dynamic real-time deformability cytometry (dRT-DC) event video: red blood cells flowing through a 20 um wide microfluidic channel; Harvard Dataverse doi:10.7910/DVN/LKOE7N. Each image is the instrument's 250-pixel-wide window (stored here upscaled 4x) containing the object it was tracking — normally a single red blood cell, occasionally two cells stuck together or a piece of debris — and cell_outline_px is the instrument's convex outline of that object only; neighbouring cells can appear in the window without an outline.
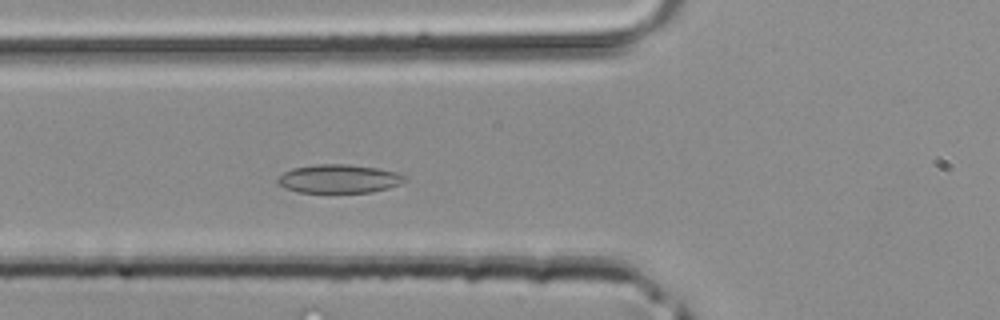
{"species": "common noctule bat (a hibernating species)", "species_latin": "Nyctalus noctula", "temperature_condition": "room temperature", "stored_images_in_passage": 34, "camera_frame_rate_fps": 3000, "um_per_image_px": 0.085, "animal": {"sex": "male", "body_mass_g": 20.4}, "frame": {"image": 1, "passage_image": 7, "time_ms": 2.0, "image_size_px": [1000, 320], "cell_outline_px": [[408, 176], [400, 184], [388, 188], [372, 192], [296, 192], [284, 188], [276, 184], [276, 180], [284, 172], [292, 168], [316, 164], [348, 164], [376, 168], [396, 172]], "centroid_in_image_um": [28.77, 15.19], "position_along_channel_um": 97.0, "area_um2": 21.21}}
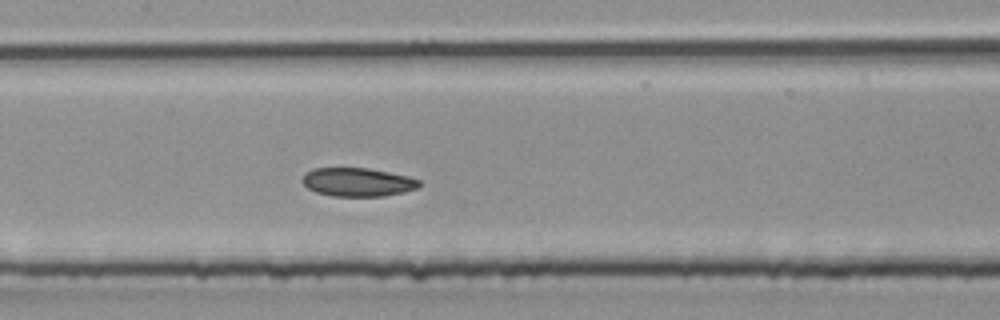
{"frame": {"image": 2, "passage_image": 12, "time_ms": 3.667, "image_size_px": [1000, 320], "cell_outline_px": [[424, 184], [420, 188], [404, 192], [384, 196], [332, 196], [316, 192], [308, 188], [300, 180], [304, 172], [312, 168], [368, 168], [408, 176], [420, 180]], "centroid_in_image_um": [30.41, 15.48], "position_along_channel_um": 177.0, "area_um2": 19.77}}
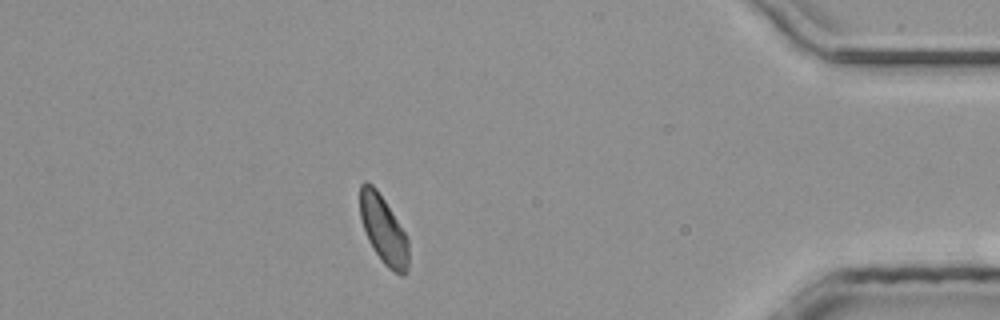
{"frame": {"image": 3, "passage_image": 29, "time_ms": 9.333, "image_size_px": [1000, 320], "cell_outline_px": [[408, 272], [404, 276], [400, 276], [392, 272], [380, 260], [368, 240], [360, 216], [360, 184], [364, 180], [372, 184], [376, 188], [384, 200], [404, 232], [408, 240]], "centroid_in_image_um": [32.59, 19.57], "position_along_channel_um": 402.6, "area_um2": 19.25}}